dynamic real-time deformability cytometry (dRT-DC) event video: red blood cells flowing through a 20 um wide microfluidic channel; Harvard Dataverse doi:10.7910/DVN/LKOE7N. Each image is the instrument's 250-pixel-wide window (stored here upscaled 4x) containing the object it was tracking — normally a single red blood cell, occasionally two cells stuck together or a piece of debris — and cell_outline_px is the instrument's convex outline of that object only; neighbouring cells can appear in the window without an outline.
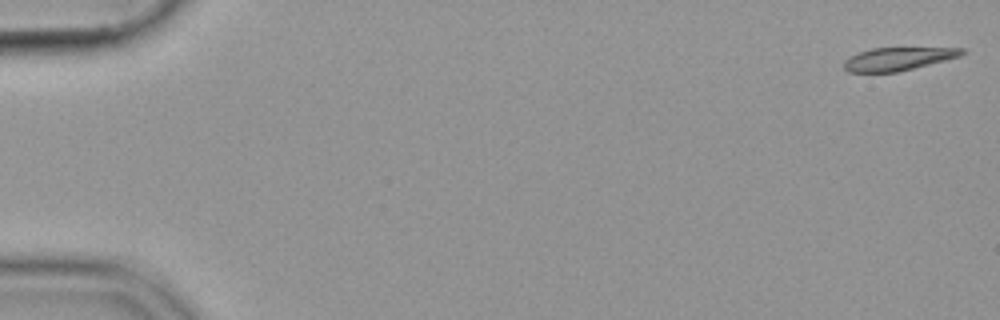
{"species": "common noctule bat (a hibernating species)", "species_latin": "Nyctalus noctula", "temperature_condition": "cold", "stored_images_in_passage": 55, "camera_frame_rate_fps": 3000, "um_per_image_px": 0.085, "animal": {"sex": "female", "body_mass_g": 19.9}, "frame": {"image": 1, "passage_image": 1, "time_ms": 0.0, "image_size_px": [1000, 320], "cell_outline_px": [[964, 52], [960, 56], [896, 72], [848, 72], [844, 68], [844, 60], [848, 56], [872, 48], [964, 48]], "centroid_in_image_um": [76.27, 5.0], "position_along_channel_um": 8.7, "area_um2": 15.55}}
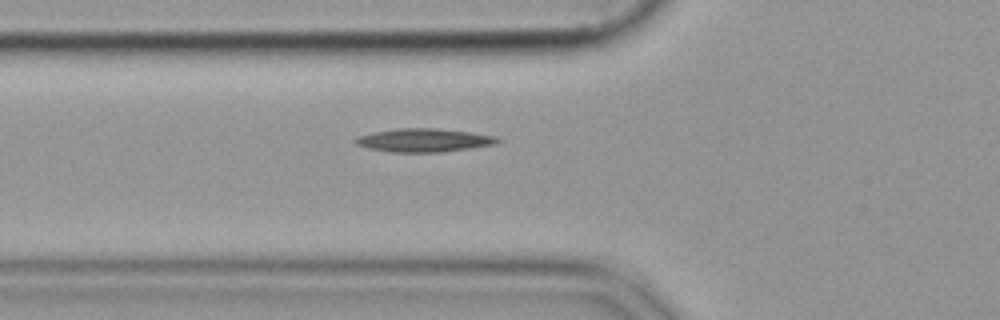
{"frame": {"image": 2, "passage_image": 20, "time_ms": 6.333, "image_size_px": [1000, 320], "cell_outline_px": [[500, 140], [496, 144], [440, 152], [392, 152], [368, 148], [356, 144], [352, 140], [356, 136], [372, 132], [396, 128], [436, 128], [468, 132], [496, 136]], "centroid_in_image_um": [35.96, 11.91], "position_along_channel_um": 89.8, "area_um2": 19.31}}
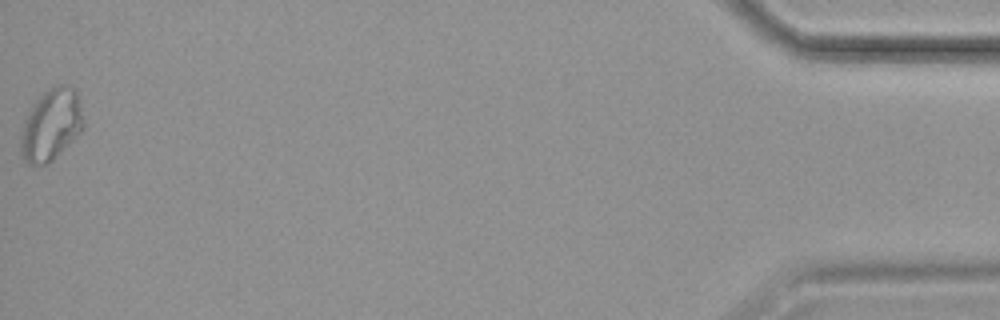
{"frame": {"image": 3, "passage_image": 55, "time_ms": 18.0, "image_size_px": [1000, 320], "cell_outline_px": [[84, 128], [48, 164], [28, 164], [20, 156], [20, 136], [24, 120], [32, 104], [48, 88], [60, 84], [72, 84], [76, 88], [84, 120]], "centroid_in_image_um": [4.34, 10.58], "position_along_channel_um": 430.9, "area_um2": 26.41}}